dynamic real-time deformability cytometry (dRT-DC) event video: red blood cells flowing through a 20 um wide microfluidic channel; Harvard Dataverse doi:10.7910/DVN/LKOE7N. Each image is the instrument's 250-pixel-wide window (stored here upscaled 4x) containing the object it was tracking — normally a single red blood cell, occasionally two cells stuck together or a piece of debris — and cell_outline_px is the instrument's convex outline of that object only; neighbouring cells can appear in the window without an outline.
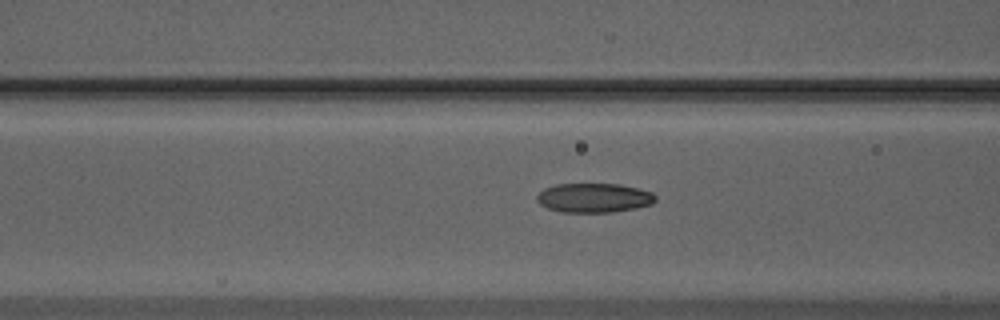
{"species": "Egyptian fruit bat (a non-hibernating species)", "species_latin": "Rousettus aegyptiacus", "temperature_condition": "warm", "stored_images_in_passage": 28, "camera_frame_rate_fps": 3000, "um_per_image_px": 0.085, "animal": {"sex": "male"}, "frame": {"image": 1, "passage_image": 7, "time_ms": 2.0, "image_size_px": [1000, 320], "cell_outline_px": [[656, 200], [652, 204], [636, 208], [612, 212], [560, 212], [548, 208], [540, 204], [536, 200], [536, 196], [544, 188], [556, 184], [620, 184], [652, 192], [656, 196]], "centroid_in_image_um": [50.48, 16.82], "position_along_channel_um": 116.1, "area_um2": 20.29}}
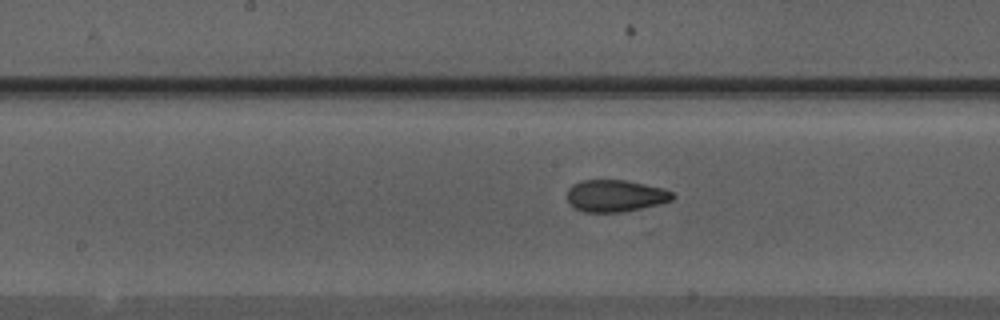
{"frame": {"image": 2, "passage_image": 13, "time_ms": 4.0, "image_size_px": [1000, 320], "cell_outline_px": [[676, 196], [672, 200], [660, 204], [620, 212], [584, 212], [568, 204], [568, 188], [572, 184], [580, 180], [624, 180], [664, 188], [672, 192]], "centroid_in_image_um": [52.3, 16.64], "position_along_channel_um": 195.9, "area_um2": 19.65}}
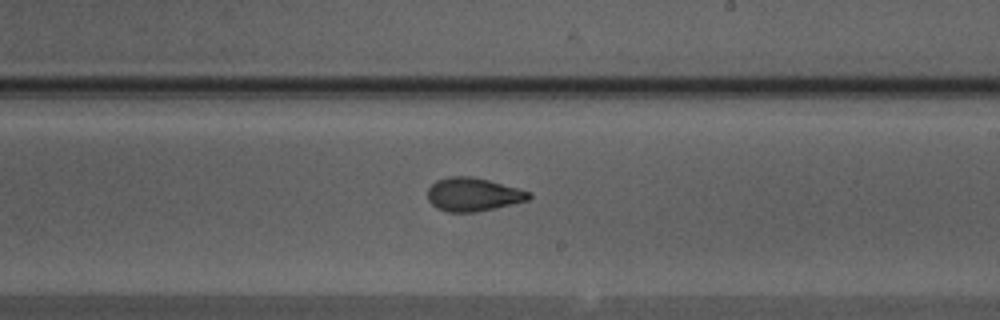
{"frame": {"image": 3, "passage_image": 17, "time_ms": 5.333, "image_size_px": [1000, 320], "cell_outline_px": [[532, 196], [528, 200], [476, 212], [448, 212], [436, 208], [428, 200], [428, 188], [436, 180], [452, 176], [472, 176], [520, 188], [532, 192]], "centroid_in_image_um": [40.22, 16.52], "position_along_channel_um": 248.8, "area_um2": 19.77}}